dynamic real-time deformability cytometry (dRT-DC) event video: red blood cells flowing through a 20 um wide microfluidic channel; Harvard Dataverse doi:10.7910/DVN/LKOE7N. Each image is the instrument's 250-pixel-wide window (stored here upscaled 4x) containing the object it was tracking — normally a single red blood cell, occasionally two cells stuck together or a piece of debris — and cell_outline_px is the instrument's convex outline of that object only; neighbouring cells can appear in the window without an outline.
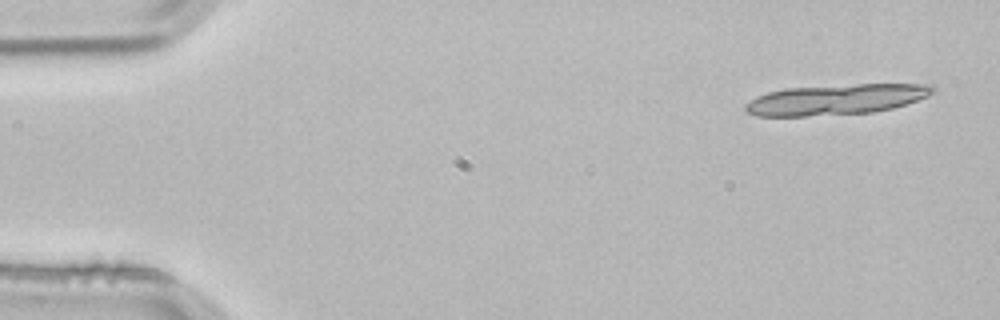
{"species": "common noctule bat (a hibernating species)", "species_latin": "Nyctalus noctula", "temperature_condition": "room temperature", "stored_images_in_passage": 4, "segment_of_instrument_passage": [1, 2], "camera_frame_rate_fps": 3000, "um_per_image_px": 0.085, "animal": {"sex": "male", "body_mass_g": 21.5, "forearm_length_mm": 52.0}, "frame": {"image": 1, "passage_image": 1, "time_ms": 0.0, "image_size_px": [1000, 320], "cell_outline_px": [[936, 92], [928, 96], [892, 108], [872, 112], [804, 116], [756, 116], [748, 112], [744, 108], [744, 104], [756, 96], [768, 92], [784, 88], [856, 84], [932, 84], [936, 88]], "centroid_in_image_um": [71.06, 8.44], "position_along_channel_um": 13.9, "area_um2": 33.29}}